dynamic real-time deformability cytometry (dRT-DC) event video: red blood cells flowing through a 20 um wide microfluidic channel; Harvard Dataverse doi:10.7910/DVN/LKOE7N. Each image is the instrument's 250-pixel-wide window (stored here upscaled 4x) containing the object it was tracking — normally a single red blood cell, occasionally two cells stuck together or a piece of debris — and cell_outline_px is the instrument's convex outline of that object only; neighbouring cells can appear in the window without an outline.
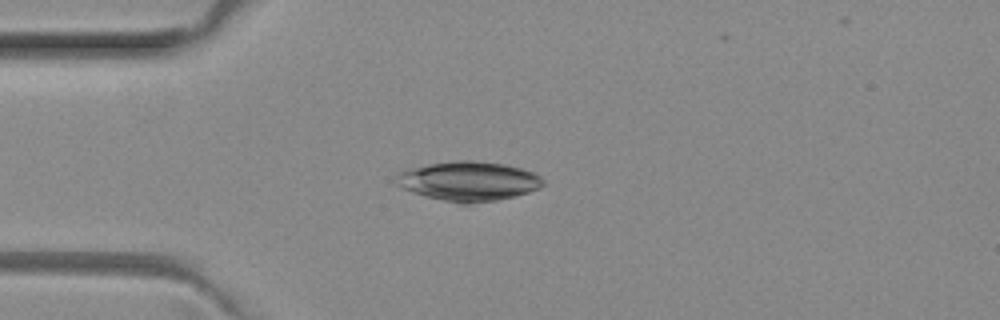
{"species": "common noctule bat (a hibernating species)", "species_latin": "Nyctalus noctula", "temperature_condition": "room temperature", "stored_images_in_passage": 5, "camera_frame_rate_fps": 3000, "um_per_image_px": 0.085, "animal": {"sex": "female", "body_mass_g": 29.2, "forearm_length_mm": 56.3}, "frame": {"image": 1, "passage_image": 4, "time_ms": 1.0, "image_size_px": [1000, 320], "cell_outline_px": [[544, 184], [540, 188], [516, 196], [496, 200], [468, 204], [460, 204], [424, 196], [412, 192], [396, 184], [392, 180], [392, 176], [396, 172], [408, 168], [428, 164], [456, 160], [468, 160], [504, 164], [520, 168], [532, 172], [540, 176], [544, 180]], "centroid_in_image_um": [39.76, 15.4], "position_along_channel_um": 45.2, "area_um2": 34.1}}